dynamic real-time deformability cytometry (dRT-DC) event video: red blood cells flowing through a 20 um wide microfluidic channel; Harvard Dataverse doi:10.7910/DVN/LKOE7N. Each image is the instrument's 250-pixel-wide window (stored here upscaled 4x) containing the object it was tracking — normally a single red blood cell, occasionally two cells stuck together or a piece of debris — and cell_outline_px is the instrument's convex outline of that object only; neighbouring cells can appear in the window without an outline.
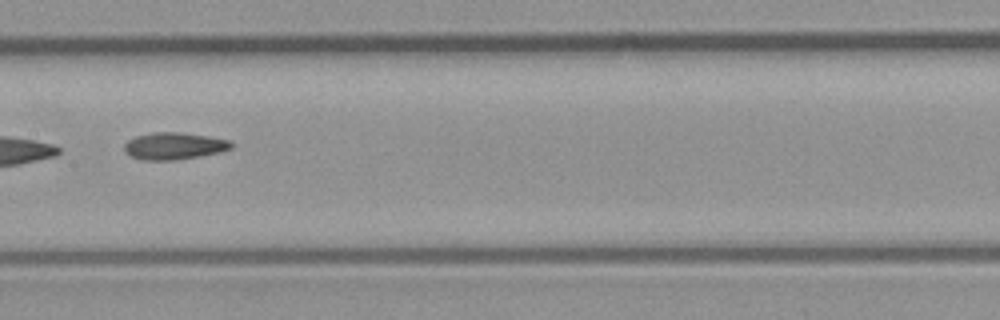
{"species": "common noctule bat (a hibernating species)", "species_latin": "Nyctalus noctula", "temperature_condition": "room temperature", "stored_images_in_passage": 9, "camera_frame_rate_fps": 3000, "um_per_image_px": 0.085, "animal": {"sex": "male", "body_mass_g": 23.1, "forearm_length_mm": 52.7}, "frame": {"image": 1, "passage_image": 8, "time_ms": 2.333, "image_size_px": [1000, 320], "cell_outline_px": [[232, 148], [220, 152], [172, 160], [140, 160], [124, 152], [124, 144], [128, 140], [136, 136], [152, 132], [180, 132], [208, 136], [232, 140]], "centroid_in_image_um": [14.78, 12.4], "position_along_channel_um": 192.6, "area_um2": 16.82}}
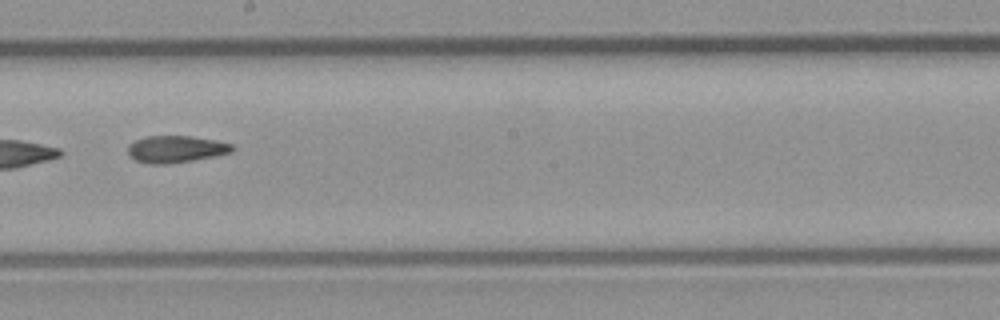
{"frame": {"image": 2, "passage_image": 9, "time_ms": 2.667, "image_size_px": [1000, 320], "cell_outline_px": [[236, 148], [232, 152], [216, 156], [168, 164], [148, 164], [136, 160], [128, 152], [128, 144], [144, 136], [192, 136], [216, 140], [232, 144]], "centroid_in_image_um": [14.98, 12.67], "position_along_channel_um": 233.2, "area_um2": 16.47}}